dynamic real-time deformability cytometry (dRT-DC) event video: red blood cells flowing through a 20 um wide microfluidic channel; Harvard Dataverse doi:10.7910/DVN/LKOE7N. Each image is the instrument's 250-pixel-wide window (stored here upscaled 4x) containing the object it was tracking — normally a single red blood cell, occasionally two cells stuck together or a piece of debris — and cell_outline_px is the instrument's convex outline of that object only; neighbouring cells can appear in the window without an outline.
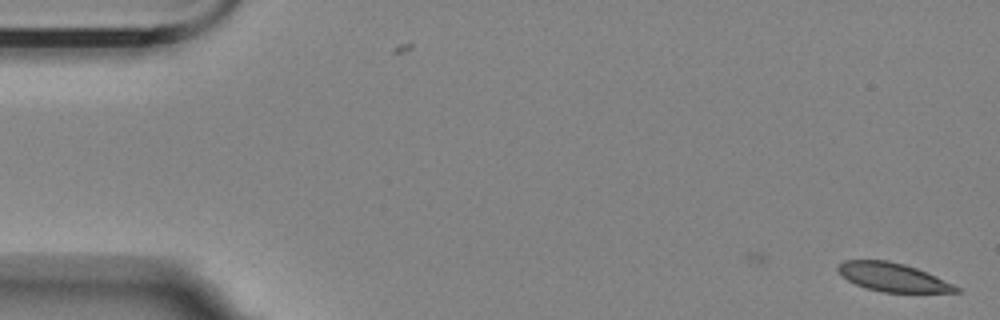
{"species": "Egyptian fruit bat (a non-hibernating species)", "species_latin": "Rousettus aegyptiacus", "temperature_condition": "room temperature", "stored_images_in_passage": 21, "camera_frame_rate_fps": 3000, "um_per_image_px": 0.085, "animal": {"sex": "female"}, "frame": {"image": 1, "passage_image": 1, "time_ms": 0.0, "image_size_px": [1000, 320], "cell_outline_px": [[960, 292], [884, 292], [868, 288], [856, 284], [848, 280], [836, 268], [844, 260], [888, 260], [904, 264], [916, 268], [936, 276], [960, 288]], "centroid_in_image_um": [75.9, 23.55], "position_along_channel_um": 9.1, "area_um2": 19.25}}
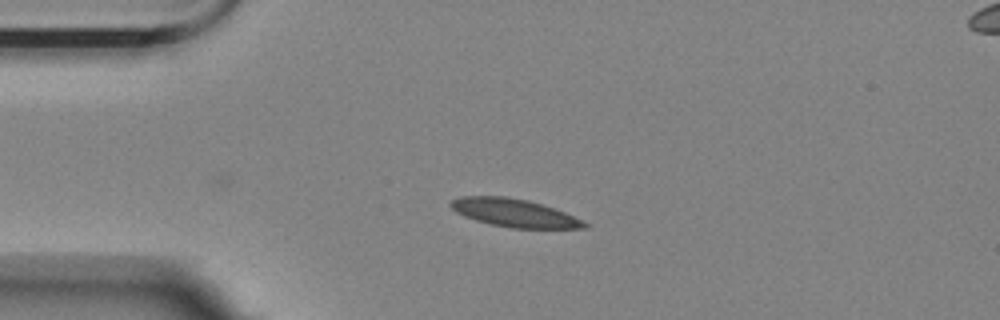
{"frame": {"image": 2, "passage_image": 13, "time_ms": 4.0, "image_size_px": [1000, 320], "cell_outline_px": [[588, 228], [512, 228], [492, 224], [476, 220], [464, 216], [456, 212], [448, 204], [452, 200], [460, 196], [504, 196], [528, 200], [556, 208], [588, 224]], "centroid_in_image_um": [43.68, 18.08], "position_along_channel_um": 41.3, "area_um2": 21.68}}
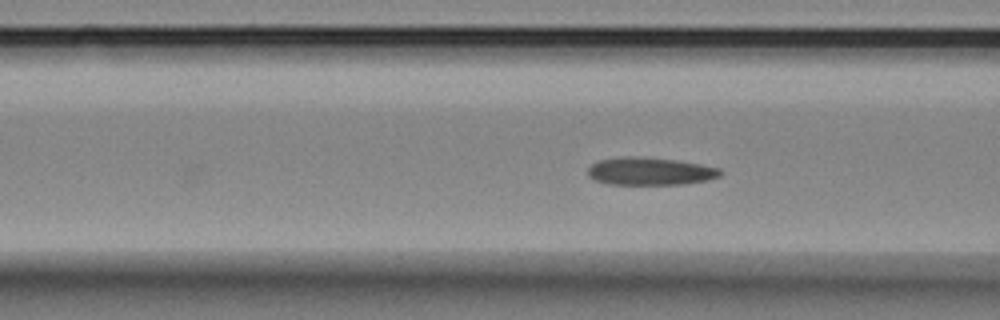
{"frame": {"image": 3, "passage_image": 21, "time_ms": 6.667, "image_size_px": [1000, 320], "cell_outline_px": [[724, 172], [720, 176], [708, 180], [684, 184], [608, 184], [596, 180], [588, 176], [588, 168], [596, 160], [620, 156], [636, 156], [676, 160], [700, 164], [720, 168]], "centroid_in_image_um": [55.25, 14.55], "position_along_channel_um": 111.3, "area_um2": 21.56}}